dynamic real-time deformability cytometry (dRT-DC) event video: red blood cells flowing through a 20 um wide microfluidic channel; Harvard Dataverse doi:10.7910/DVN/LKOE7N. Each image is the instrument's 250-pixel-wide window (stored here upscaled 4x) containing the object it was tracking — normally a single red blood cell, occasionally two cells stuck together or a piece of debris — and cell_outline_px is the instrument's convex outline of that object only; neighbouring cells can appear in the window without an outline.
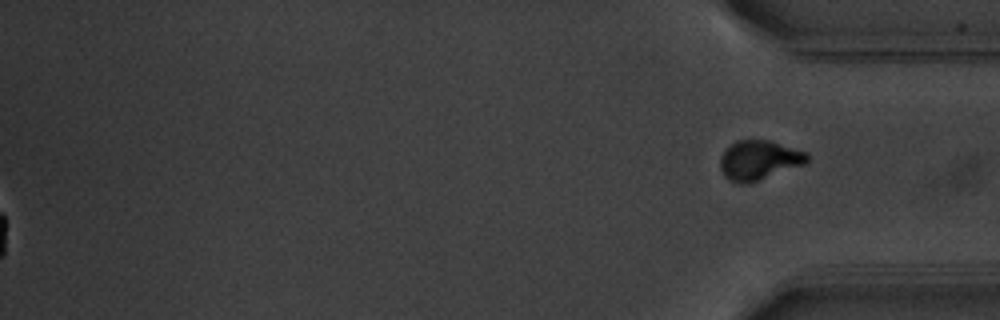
{"species": "common noctule bat (a hibernating species)", "species_latin": "Nyctalus noctula", "temperature_condition": "warm", "stored_images_in_passage": 58, "segment_of_instrument_passage": [2, 2], "camera_frame_rate_fps": 3000, "um_per_image_px": 0.085, "animal": {"sex": "male", "body_mass_g": 20.1, "forearm_length_mm": 53.5}, "frame": {"image": 1, "passage_image": 58, "time_ms": 19.0, "image_size_px": [1000, 320], "cell_outline_px": [[808, 164], [748, 184], [740, 184], [728, 180], [724, 176], [720, 168], [720, 156], [736, 140], [772, 140], [808, 152]], "centroid_in_image_um": [64.56, 13.62], "position_along_channel_um": 370.6, "area_um2": 20.46}}